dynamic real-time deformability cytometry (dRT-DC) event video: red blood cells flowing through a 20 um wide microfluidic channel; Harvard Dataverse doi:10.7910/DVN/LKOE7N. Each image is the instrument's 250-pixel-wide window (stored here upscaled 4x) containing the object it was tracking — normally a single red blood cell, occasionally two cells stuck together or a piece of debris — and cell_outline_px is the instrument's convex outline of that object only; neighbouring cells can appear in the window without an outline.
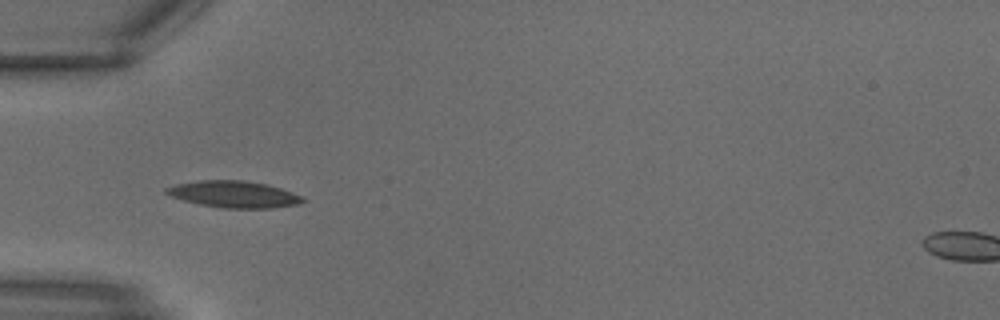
{"species": "common noctule bat (a hibernating species)", "species_latin": "Nyctalus noctula", "temperature_condition": "warm", "stored_images_in_passage": 29, "camera_frame_rate_fps": 3000, "um_per_image_px": 0.085, "animal": {"sex": "male", "body_mass_g": 18.8}, "frame": {"image": 1, "passage_image": 9, "time_ms": 2.667, "image_size_px": [1000, 320], "cell_outline_px": [[304, 200], [300, 204], [272, 208], [224, 208], [200, 204], [184, 200], [172, 196], [164, 192], [164, 188], [176, 184], [196, 180], [244, 180], [268, 184], [292, 192], [300, 196]], "centroid_in_image_um": [19.86, 16.5], "position_along_channel_um": 65.1, "area_um2": 21.15}}
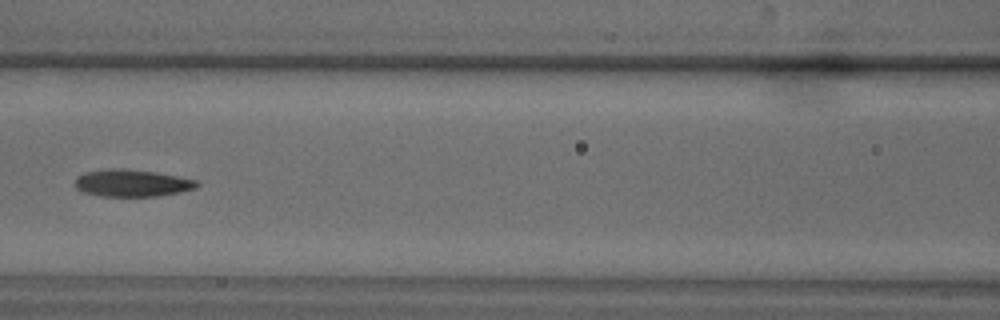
{"frame": {"image": 2, "passage_image": 13, "time_ms": 4.0, "image_size_px": [1000, 320], "cell_outline_px": [[200, 184], [196, 188], [180, 192], [156, 196], [100, 196], [84, 192], [76, 188], [76, 176], [84, 172], [108, 168], [124, 168], [156, 172], [196, 180]], "centroid_in_image_um": [11.2, 15.55], "position_along_channel_um": 155.4, "area_um2": 19.31}}